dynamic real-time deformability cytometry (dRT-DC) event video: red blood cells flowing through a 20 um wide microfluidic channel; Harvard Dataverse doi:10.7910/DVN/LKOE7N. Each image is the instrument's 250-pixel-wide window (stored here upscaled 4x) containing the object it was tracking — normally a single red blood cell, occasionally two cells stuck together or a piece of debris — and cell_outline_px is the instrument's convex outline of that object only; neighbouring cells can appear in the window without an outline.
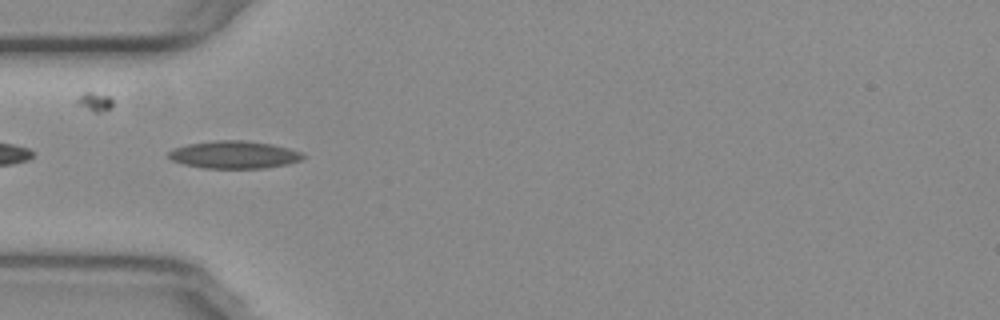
{"species": "common noctule bat (a hibernating species)", "species_latin": "Nyctalus noctula", "temperature_condition": "warm", "stored_images_in_passage": 39, "camera_frame_rate_fps": 3000, "um_per_image_px": 0.085, "animal": {"sex": "female", "body_mass_g": 29.2, "forearm_length_mm": 56.3}, "frame": {"image": 1, "passage_image": 2, "time_ms": 0.333, "image_size_px": [1000, 320], "cell_outline_px": [[304, 156], [300, 160], [288, 164], [264, 168], [200, 168], [184, 164], [172, 160], [168, 156], [168, 152], [176, 148], [188, 144], [216, 140], [244, 140], [272, 144], [288, 148], [300, 152]], "centroid_in_image_um": [19.89, 13.15], "position_along_channel_um": 65.1, "area_um2": 21.44}}
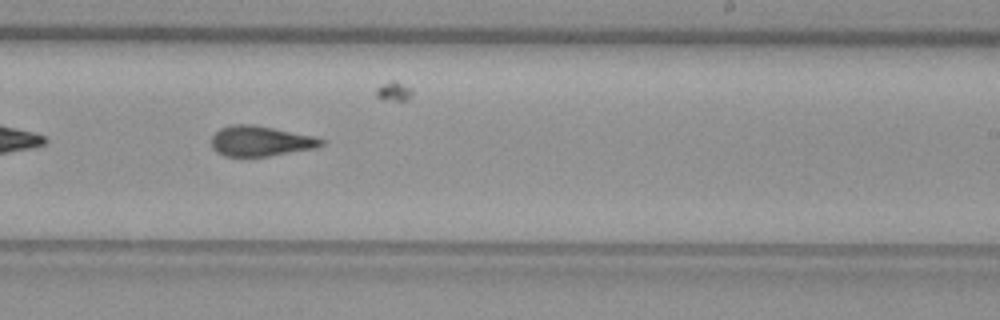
{"frame": {"image": 2, "passage_image": 18, "time_ms": 5.667, "image_size_px": [1000, 320], "cell_outline_px": [[324, 144], [316, 148], [268, 156], [224, 156], [216, 152], [212, 148], [212, 136], [220, 128], [232, 124], [252, 124], [316, 136], [324, 140]], "centroid_in_image_um": [22.15, 11.99], "position_along_channel_um": 266.8, "area_um2": 19.42}}
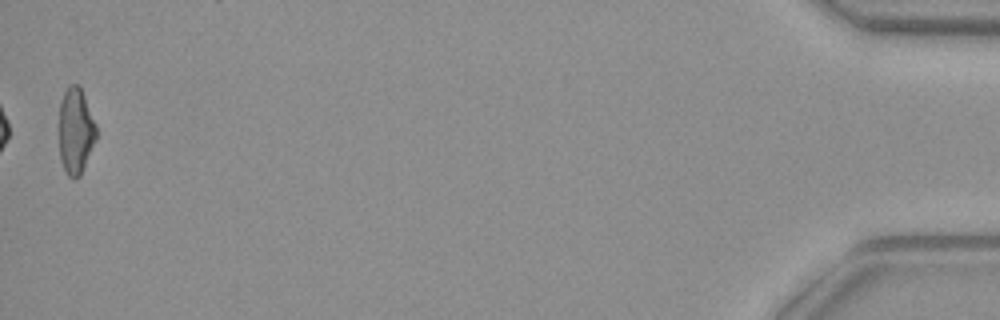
{"frame": {"image": 3, "passage_image": 39, "time_ms": 12.667, "image_size_px": [1000, 320], "cell_outline_px": [[96, 140], [80, 176], [76, 180], [72, 180], [64, 172], [60, 160], [60, 100], [68, 84], [80, 84], [96, 124]], "centroid_in_image_um": [6.43, 11.14], "position_along_channel_um": 428.8, "area_um2": 18.96}, "authors_computed_cell_mechanics": {"area_um2": 19.652, "velocity_mm_per_s": 3.7867, "shape_relaxation_time_tau1_ms": 7.7838, "shape_relaxation_time_tau2_ms": 1.3247, "deformation_change_tau1": 0.1905, "deformation_change_tau2": 0.088}}